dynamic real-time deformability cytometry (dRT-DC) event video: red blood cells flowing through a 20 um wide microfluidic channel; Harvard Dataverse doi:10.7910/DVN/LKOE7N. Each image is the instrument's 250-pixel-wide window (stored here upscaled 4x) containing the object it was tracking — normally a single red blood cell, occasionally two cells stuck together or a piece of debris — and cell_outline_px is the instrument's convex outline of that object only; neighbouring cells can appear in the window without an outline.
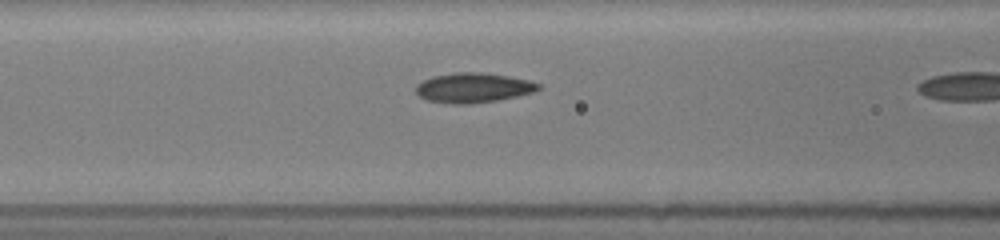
{"species": "common noctule bat (a hibernating species)", "species_latin": "Nyctalus noctula", "temperature_condition": "room temperature", "stored_images_in_passage": 12, "camera_frame_rate_fps": 3000, "um_per_image_px": 0.085, "animal": {"sex": "female", "body_mass_g": 19.5, "forearm_length_mm": 54.1}, "frame": {"image": 1, "passage_image": 10, "time_ms": 3.333, "image_size_px": [1000, 240], "cell_outline_px": [[540, 88], [536, 92], [496, 100], [468, 104], [452, 104], [428, 100], [420, 96], [416, 92], [416, 84], [432, 76], [452, 72], [484, 72], [508, 76], [528, 80], [540, 84]], "centroid_in_image_um": [40.22, 7.45], "position_along_channel_um": 126.4, "area_um2": 21.27}}